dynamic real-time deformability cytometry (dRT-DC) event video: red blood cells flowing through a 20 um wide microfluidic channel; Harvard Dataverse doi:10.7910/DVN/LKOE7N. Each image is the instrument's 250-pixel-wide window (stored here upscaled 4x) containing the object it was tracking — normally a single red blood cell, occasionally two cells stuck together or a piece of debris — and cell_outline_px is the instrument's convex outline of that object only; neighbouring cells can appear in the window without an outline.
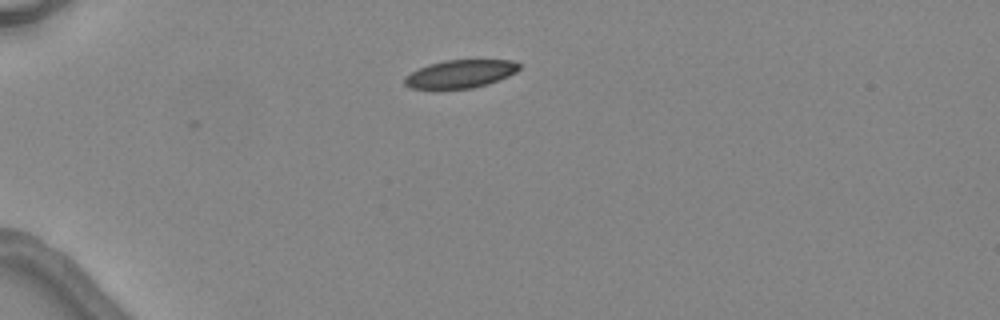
{"species": "common noctule bat (a hibernating species)", "species_latin": "Nyctalus noctula", "temperature_condition": "warm", "stored_images_in_passage": 5, "camera_frame_rate_fps": 3000, "um_per_image_px": 0.085, "animal": {"sex": "female", "body_mass_g": 24.6, "forearm_length_mm": 56.2}, "frame": {"image": 1, "passage_image": 2, "time_ms": 1.333, "image_size_px": [1000, 320], "cell_outline_px": [[520, 68], [516, 72], [508, 76], [488, 84], [472, 88], [412, 88], [404, 84], [404, 76], [428, 64], [444, 60], [512, 60], [520, 64]], "centroid_in_image_um": [39.14, 6.27], "position_along_channel_um": 45.9, "area_um2": 18.55}}